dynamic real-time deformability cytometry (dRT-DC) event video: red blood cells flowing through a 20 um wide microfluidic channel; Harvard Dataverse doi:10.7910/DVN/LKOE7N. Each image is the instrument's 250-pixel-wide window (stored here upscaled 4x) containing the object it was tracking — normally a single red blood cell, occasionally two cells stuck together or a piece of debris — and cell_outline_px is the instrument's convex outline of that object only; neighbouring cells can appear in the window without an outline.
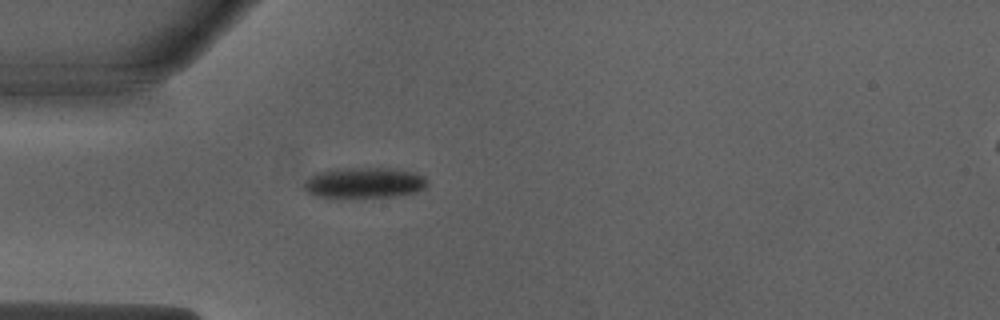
{"species": "Egyptian fruit bat (a non-hibernating species)", "species_latin": "Rousettus aegyptiacus", "temperature_condition": "warm", "stored_images_in_passage": 37, "camera_frame_rate_fps": 3000, "um_per_image_px": 0.085, "animal": {"sex": "male"}, "frame": {"image": 1, "passage_image": 1, "time_ms": 0.0, "image_size_px": [1000, 320], "cell_outline_px": [[428, 184], [424, 188], [416, 192], [392, 196], [320, 196], [308, 192], [304, 188], [304, 184], [308, 176], [316, 172], [336, 168], [396, 168], [416, 172], [424, 176], [428, 180]], "centroid_in_image_um": [31.0, 15.49], "position_along_channel_um": 54.0, "area_um2": 21.85}}
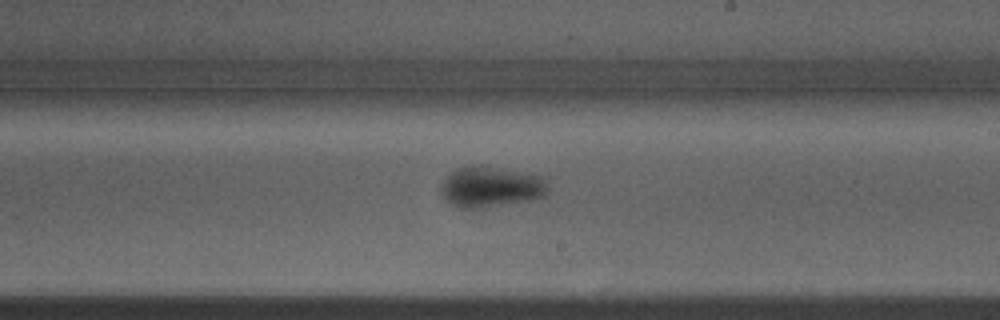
{"frame": {"image": 2, "passage_image": 16, "time_ms": 5.0, "image_size_px": [1000, 320], "cell_outline_px": [[548, 192], [544, 196], [528, 200], [480, 208], [460, 208], [452, 204], [444, 196], [440, 188], [440, 184], [456, 168], [472, 164], [480, 164], [548, 176]], "centroid_in_image_um": [41.78, 15.84], "position_along_channel_um": 247.2, "area_um2": 25.78}}
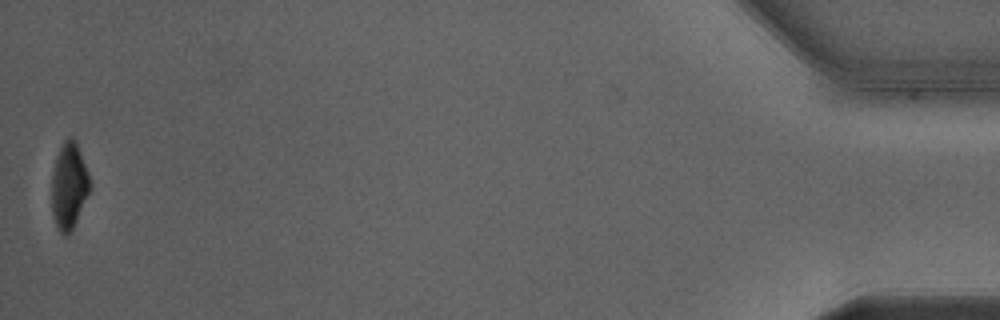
{"frame": {"image": 3, "passage_image": 37, "time_ms": 12.0, "image_size_px": [1000, 320], "cell_outline_px": [[88, 192], [76, 220], [68, 236], [64, 236], [60, 232], [52, 216], [52, 172], [56, 156], [64, 140], [68, 136], [72, 136], [76, 140], [88, 172]], "centroid_in_image_um": [5.83, 15.76], "position_along_channel_um": 429.4, "area_um2": 18.84}, "authors_computed_cell_mechanics": {"area_um2": 24.276, "velocity_mm_per_s": 4.0084, "shape_relaxation_time_tau1_ms": 4.2793, "shape_relaxation_time_tau2_ms": null, "deformation_change_tau1": 0.1842, "deformation_change_tau2": null}}